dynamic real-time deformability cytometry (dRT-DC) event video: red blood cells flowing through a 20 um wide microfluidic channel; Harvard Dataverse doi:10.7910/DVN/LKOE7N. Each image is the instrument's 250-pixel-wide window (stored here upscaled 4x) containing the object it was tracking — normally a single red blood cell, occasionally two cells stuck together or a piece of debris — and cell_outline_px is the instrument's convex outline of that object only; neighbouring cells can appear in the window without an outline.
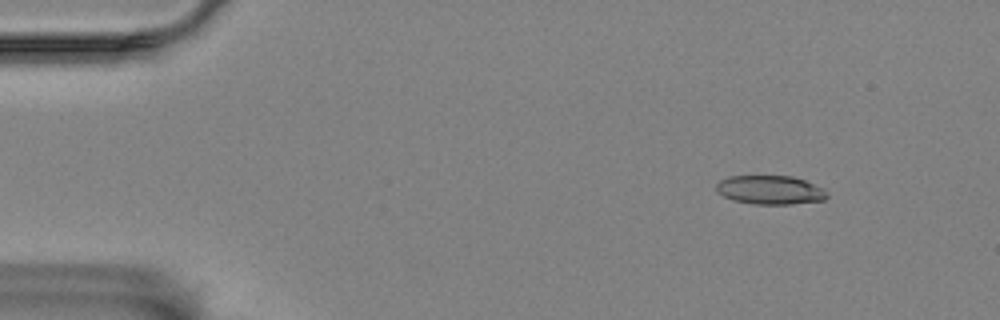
{"species": "Egyptian fruit bat (a non-hibernating species)", "species_latin": "Rousettus aegyptiacus", "temperature_condition": "room temperature", "stored_images_in_passage": 58, "camera_frame_rate_fps": 3000, "um_per_image_px": 0.085, "animal": {"sex": "female"}, "frame": {"image": 1, "passage_image": 7, "time_ms": 2.0, "image_size_px": [1000, 320], "cell_outline_px": [[828, 196], [824, 200], [792, 204], [752, 204], [732, 200], [716, 192], [716, 184], [720, 180], [728, 176], [792, 176], [804, 180], [824, 188], [828, 192]], "centroid_in_image_um": [65.46, 16.15], "position_along_channel_um": 19.5, "area_um2": 18.79}}
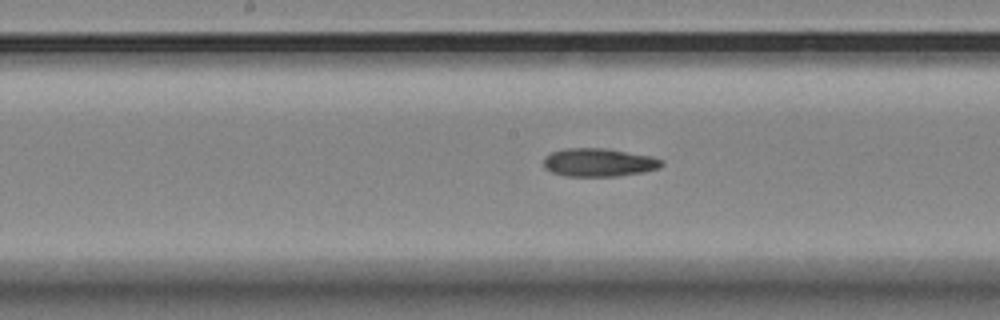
{"frame": {"image": 2, "passage_image": 30, "time_ms": 9.667, "image_size_px": [1000, 320], "cell_outline_px": [[664, 164], [660, 168], [644, 172], [616, 176], [564, 176], [552, 172], [544, 168], [544, 156], [552, 152], [564, 148], [604, 148], [652, 156], [660, 160]], "centroid_in_image_um": [50.88, 13.81], "position_along_channel_um": 197.3, "area_um2": 19.48}}
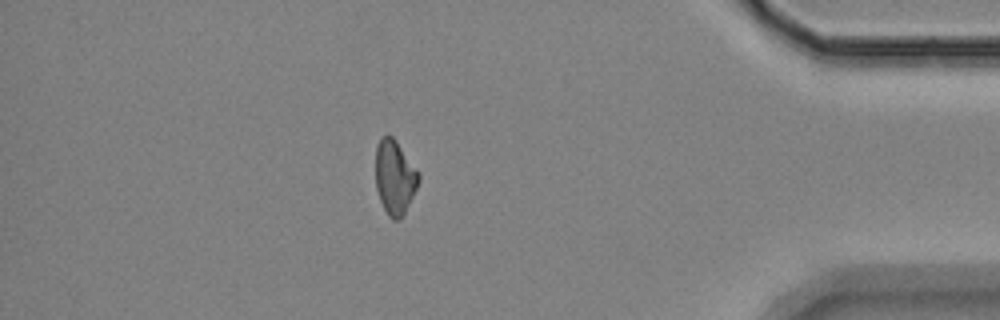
{"frame": {"image": 3, "passage_image": 51, "time_ms": 16.667, "image_size_px": [1000, 320], "cell_outline_px": [[420, 180], [400, 220], [392, 220], [388, 216], [380, 200], [376, 188], [376, 144], [380, 136], [392, 136], [396, 140], [420, 172]], "centroid_in_image_um": [33.55, 15.04], "position_along_channel_um": 401.7, "area_um2": 18.67}, "authors_computed_cell_mechanics": {"area_um2": 19.1607, "velocity_mm_per_s": 3.4438, "shape_relaxation_time_tau1_ms": 4.2983, "shape_relaxation_time_tau2_ms": 4.7305, "deformation_change_tau1": 0.1199, "deformation_change_tau2": 0.1212}}